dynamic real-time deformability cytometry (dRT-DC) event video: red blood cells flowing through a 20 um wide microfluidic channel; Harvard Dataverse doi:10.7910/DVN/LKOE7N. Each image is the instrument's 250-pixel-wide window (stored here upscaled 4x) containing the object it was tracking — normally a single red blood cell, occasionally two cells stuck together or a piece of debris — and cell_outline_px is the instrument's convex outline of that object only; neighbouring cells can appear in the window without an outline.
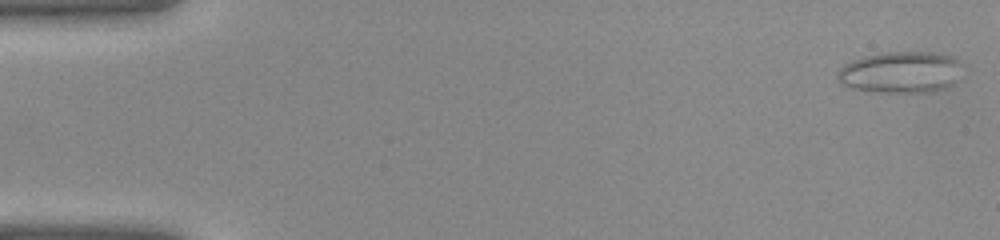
{"species": "common noctule bat (a hibernating species)", "species_latin": "Nyctalus noctula", "temperature_condition": "warm", "stored_images_in_passage": 40, "camera_frame_rate_fps": 3000, "um_per_image_px": 0.085, "animal": {"sex": "female", "body_mass_g": 22.0, "forearm_length_mm": 56.7}, "frame": {"image": 1, "passage_image": 1, "time_ms": 0.0, "image_size_px": [1000, 240], "cell_outline_px": [[956, 64], [952, 84], [944, 88], [924, 92], [884, 92], [848, 88], [840, 84], [836, 76], [840, 68], [844, 64], [852, 60], [864, 56], [884, 52], [932, 52], [952, 56], [956, 60]], "centroid_in_image_um": [76.4, 6.14], "position_along_channel_um": 8.6, "area_um2": 29.48}}
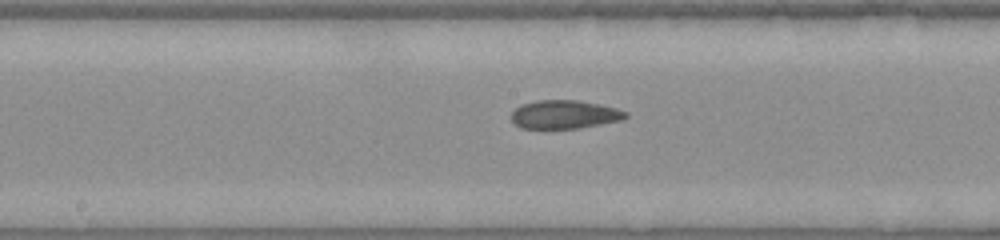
{"frame": {"image": 2, "passage_image": 21, "time_ms": 6.667, "image_size_px": [1000, 240], "cell_outline_px": [[628, 116], [624, 120], [580, 128], [520, 128], [512, 124], [512, 112], [516, 108], [524, 104], [536, 100], [576, 100], [616, 108], [628, 112]], "centroid_in_image_um": [47.99, 9.74], "position_along_channel_um": 200.2, "area_um2": 18.96}}
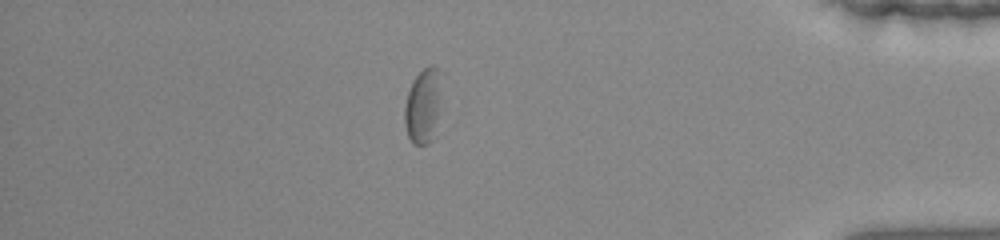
{"frame": {"image": 3, "passage_image": 35, "time_ms": 11.333, "image_size_px": [1000, 240], "cell_outline_px": [[440, 68], [436, 116], [432, 140], [428, 144], [412, 144], [408, 136], [404, 124], [404, 108], [408, 92], [412, 80], [424, 68], [432, 64]], "centroid_in_image_um": [35.89, 8.99], "position_along_channel_um": 399.3, "area_um2": 15.49}}